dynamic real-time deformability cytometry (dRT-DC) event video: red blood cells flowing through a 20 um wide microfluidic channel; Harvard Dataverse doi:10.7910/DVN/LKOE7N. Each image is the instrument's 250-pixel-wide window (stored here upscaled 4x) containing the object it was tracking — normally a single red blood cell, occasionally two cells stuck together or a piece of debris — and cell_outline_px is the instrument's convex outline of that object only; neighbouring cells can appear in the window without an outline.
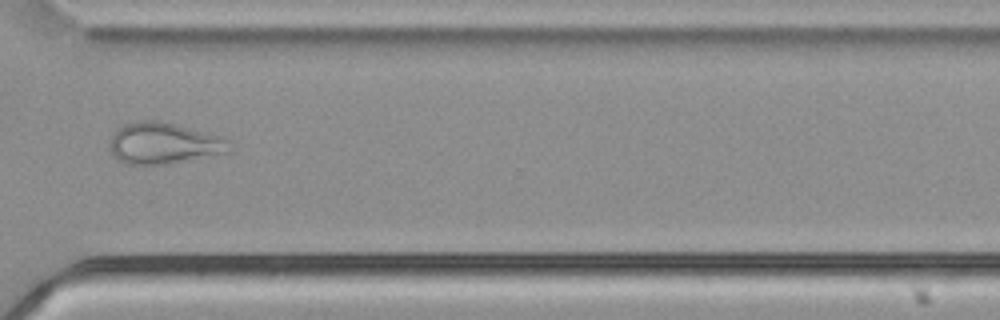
{"species": "common noctule bat (a hibernating species)", "species_latin": "Nyctalus noctula", "temperature_condition": "cold", "stored_images_in_passage": 55, "camera_frame_rate_fps": 3000, "um_per_image_px": 0.085, "animal": {"sex": "male", "body_mass_g": 21.5, "forearm_length_mm": 52.0}, "frame": {"image": 1, "passage_image": 41, "time_ms": 13.333, "image_size_px": [1000, 320], "cell_outline_px": [[232, 144], [228, 152], [168, 164], [144, 168], [124, 164], [116, 160], [108, 148], [108, 144], [116, 128], [124, 124], [136, 120], [160, 120], [176, 124], [220, 136], [228, 140]], "centroid_in_image_um": [13.82, 12.21], "position_along_channel_um": 356.8, "area_um2": 29.77}}
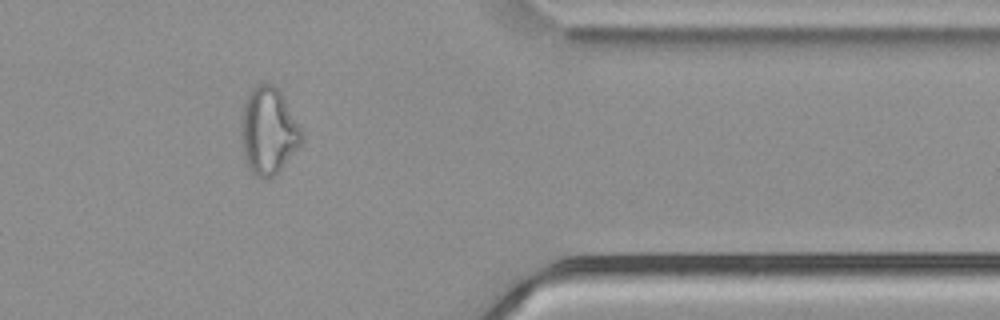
{"frame": {"image": 2, "passage_image": 45, "time_ms": 14.667, "image_size_px": [1000, 320], "cell_outline_px": [[304, 140], [280, 168], [272, 176], [260, 180], [248, 168], [244, 156], [240, 136], [240, 124], [244, 100], [248, 92], [256, 84], [272, 84], [280, 92], [304, 132]], "centroid_in_image_um": [22.78, 11.12], "position_along_channel_um": 388.6, "area_um2": 30.75}}